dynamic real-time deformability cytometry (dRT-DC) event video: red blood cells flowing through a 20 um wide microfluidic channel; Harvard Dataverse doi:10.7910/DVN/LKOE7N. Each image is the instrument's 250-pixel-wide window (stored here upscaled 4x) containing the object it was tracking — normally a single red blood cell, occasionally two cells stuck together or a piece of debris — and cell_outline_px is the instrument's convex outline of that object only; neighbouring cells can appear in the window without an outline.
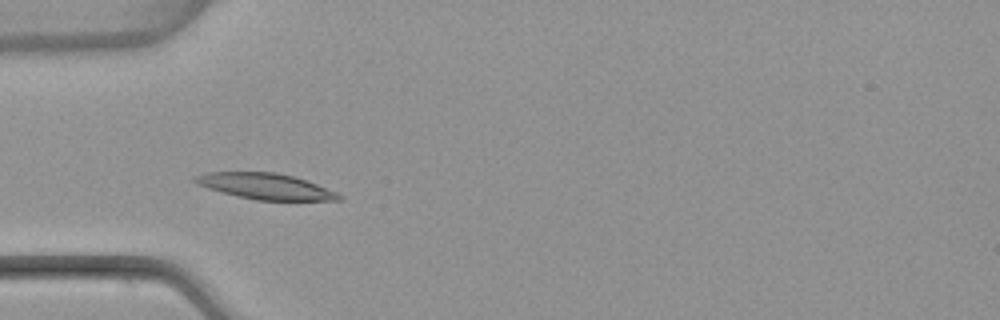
{"species": "common noctule bat (a hibernating species)", "species_latin": "Nyctalus noctula", "temperature_condition": "warm", "stored_images_in_passage": 7, "camera_frame_rate_fps": 3000, "um_per_image_px": 0.085, "animal": {"sex": "female", "body_mass_g": 22.7, "forearm_length_mm": 54.2}, "frame": {"image": 1, "passage_image": 5, "time_ms": 5.0, "image_size_px": [1000, 320], "cell_outline_px": [[344, 200], [256, 200], [220, 192], [196, 184], [192, 180], [192, 176], [208, 172], [276, 172], [308, 180], [336, 192], [344, 196]], "centroid_in_image_um": [22.56, 15.83], "position_along_channel_um": 62.4, "area_um2": 21.85}}
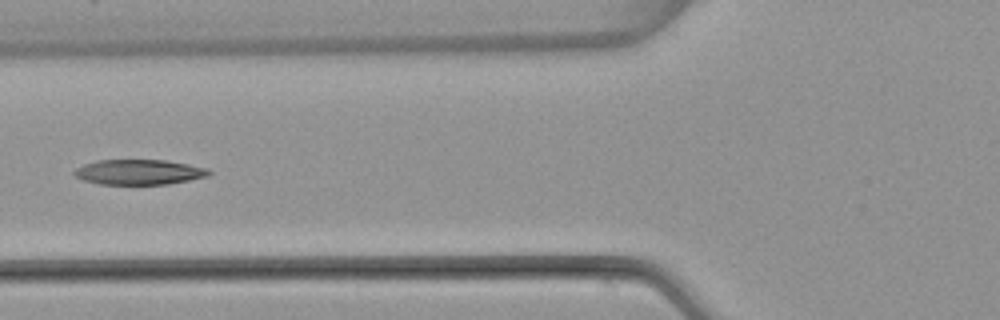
{"frame": {"image": 2, "passage_image": 6, "time_ms": 6.333, "image_size_px": [1000, 320], "cell_outline_px": [[212, 172], [208, 176], [168, 184], [100, 184], [84, 180], [76, 176], [72, 172], [76, 168], [84, 164], [96, 160], [164, 160], [188, 164], [208, 168]], "centroid_in_image_um": [11.82, 14.62], "position_along_channel_um": 114.0, "area_um2": 19.65}}
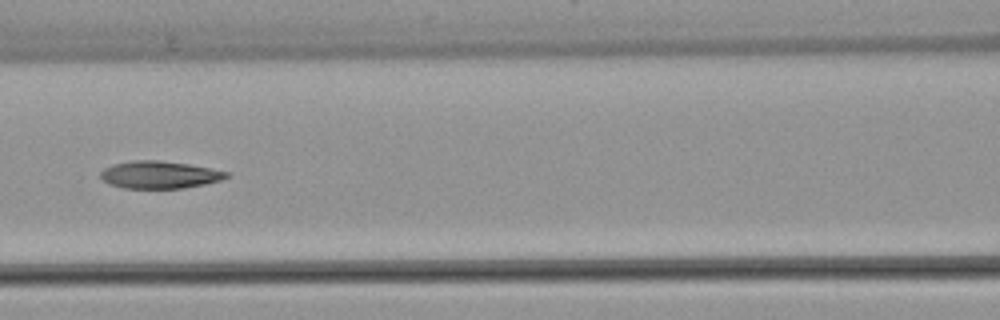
{"frame": {"image": 3, "passage_image": 7, "time_ms": 7.333, "image_size_px": [1000, 320], "cell_outline_px": [[228, 176], [220, 180], [204, 184], [180, 188], [124, 188], [108, 184], [100, 176], [100, 172], [104, 168], [112, 164], [132, 160], [160, 160], [188, 164], [212, 168], [228, 172]], "centroid_in_image_um": [13.52, 14.84], "position_along_channel_um": 153.1, "area_um2": 20.06}}